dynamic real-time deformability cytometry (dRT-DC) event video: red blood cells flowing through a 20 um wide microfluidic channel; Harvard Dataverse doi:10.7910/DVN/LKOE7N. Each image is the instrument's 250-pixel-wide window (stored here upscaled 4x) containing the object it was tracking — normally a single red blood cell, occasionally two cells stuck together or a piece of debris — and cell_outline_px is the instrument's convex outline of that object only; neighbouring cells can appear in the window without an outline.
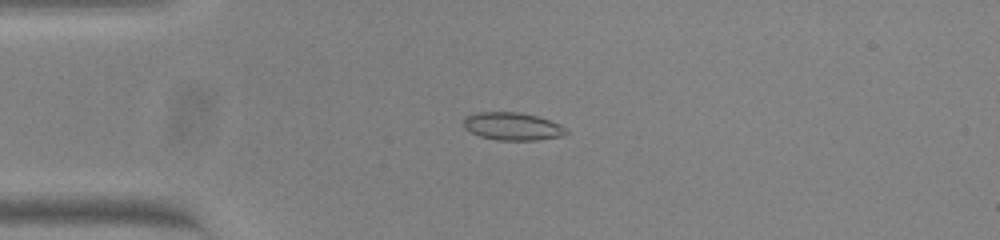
{"species": "common noctule bat (a hibernating species)", "species_latin": "Nyctalus noctula", "temperature_condition": "warm", "stored_images_in_passage": 44, "camera_frame_rate_fps": 3000, "um_per_image_px": 0.085, "animal": {"sex": "female", "body_mass_g": 23.0, "forearm_length_mm": 53.4}, "frame": {"image": 1, "passage_image": 4, "time_ms": 1.0, "image_size_px": [1000, 240], "cell_outline_px": [[568, 132], [560, 136], [536, 140], [496, 140], [480, 136], [464, 128], [464, 120], [468, 116], [476, 112], [520, 112], [536, 116], [560, 124], [568, 128]], "centroid_in_image_um": [43.57, 10.74], "position_along_channel_um": 41.4, "area_um2": 16.47}}
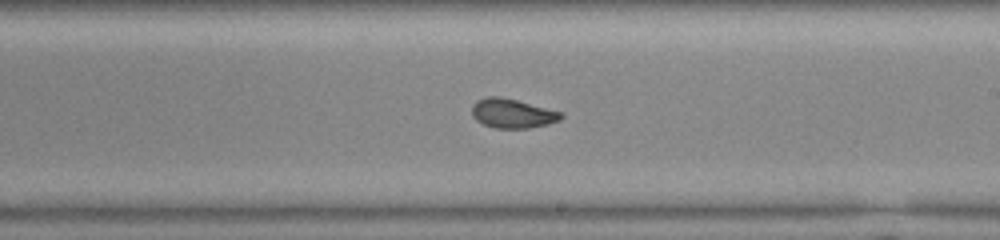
{"frame": {"image": 2, "passage_image": 22, "time_ms": 7.0, "image_size_px": [1000, 240], "cell_outline_px": [[564, 116], [560, 120], [548, 124], [528, 128], [496, 128], [484, 124], [476, 120], [472, 116], [472, 104], [476, 100], [488, 96], [500, 96], [564, 112]], "centroid_in_image_um": [43.56, 9.63], "position_along_channel_um": 245.4, "area_um2": 15.32}}
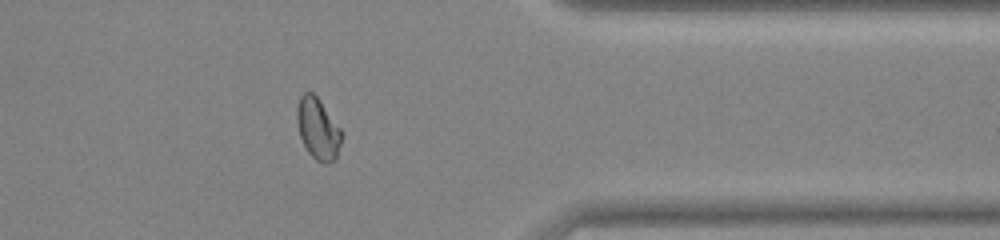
{"frame": {"image": 3, "passage_image": 34, "time_ms": 11.0, "image_size_px": [1000, 240], "cell_outline_px": [[340, 144], [336, 160], [328, 164], [324, 164], [316, 160], [308, 152], [300, 136], [296, 120], [296, 108], [300, 96], [304, 92], [312, 92], [320, 100], [340, 128]], "centroid_in_image_um": [27.0, 10.95], "position_along_channel_um": 384.4, "area_um2": 15.9}, "authors_computed_cell_mechanics": {"area_um2": 15.6638, "velocity_mm_per_s": 3.828, "shape_relaxation_time_tau1_ms": 7.8951, "shape_relaxation_time_tau2_ms": 0.9063, "deformation_change_tau1": 0.2075, "deformation_change_tau2": 0.0414}}